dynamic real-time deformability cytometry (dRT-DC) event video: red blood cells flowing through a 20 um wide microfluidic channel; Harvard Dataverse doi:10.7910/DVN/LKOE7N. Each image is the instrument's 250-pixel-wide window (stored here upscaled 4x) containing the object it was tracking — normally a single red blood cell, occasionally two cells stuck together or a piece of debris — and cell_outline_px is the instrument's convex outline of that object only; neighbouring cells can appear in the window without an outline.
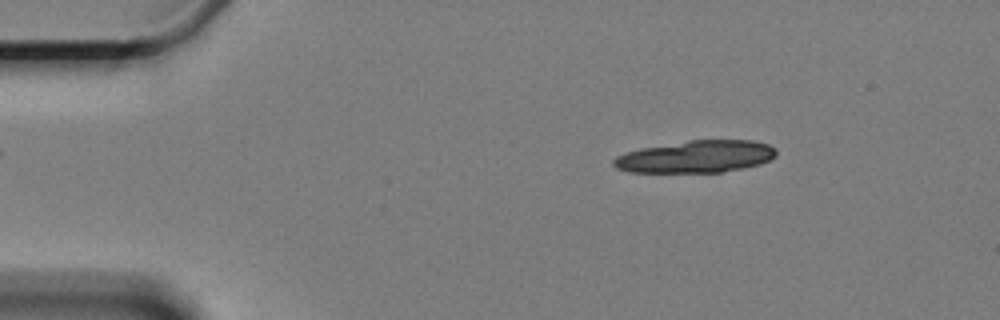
{"species": "Egyptian fruit bat (a non-hibernating species)", "species_latin": "Rousettus aegyptiacus", "temperature_condition": "cold", "stored_images_in_passage": 5, "segment_of_instrument_passage": [1, 2], "camera_frame_rate_fps": 3000, "um_per_image_px": 0.085, "animal": {"sex": "female"}, "frame": {"image": 1, "passage_image": 3, "time_ms": 2.333, "image_size_px": [1000, 320], "cell_outline_px": [[776, 156], [760, 164], [744, 168], [720, 172], [628, 172], [616, 168], [612, 164], [612, 160], [616, 156], [624, 152], [640, 148], [692, 140], [752, 140], [768, 144], [776, 148]], "centroid_in_image_um": [59.14, 13.31], "position_along_channel_um": 25.9, "area_um2": 30.58}}